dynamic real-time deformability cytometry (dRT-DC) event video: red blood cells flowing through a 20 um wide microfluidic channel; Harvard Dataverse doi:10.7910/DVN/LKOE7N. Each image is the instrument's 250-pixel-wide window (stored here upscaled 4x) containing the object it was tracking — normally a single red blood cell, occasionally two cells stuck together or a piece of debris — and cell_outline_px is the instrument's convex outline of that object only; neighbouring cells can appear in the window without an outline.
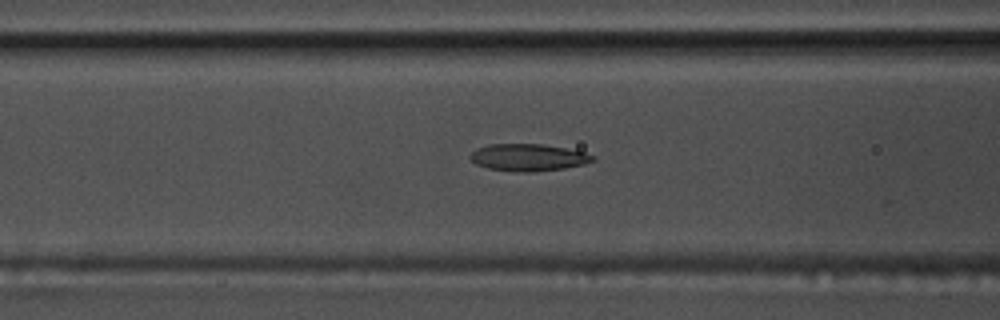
{"species": "common noctule bat (a hibernating species)", "species_latin": "Nyctalus noctula", "temperature_condition": "warm", "stored_images_in_passage": 39, "camera_frame_rate_fps": 3000, "um_per_image_px": 0.085, "animal": {"sex": "male", "body_mass_g": 17.5, "forearm_length_mm": 52.3}, "frame": {"image": 1, "passage_image": 6, "time_ms": 1.667, "image_size_px": [1000, 320], "cell_outline_px": [[596, 160], [584, 164], [564, 168], [532, 172], [520, 172], [488, 168], [476, 164], [468, 156], [476, 148], [488, 144], [540, 144], [564, 148], [584, 152], [596, 156]], "centroid_in_image_um": [44.9, 13.38], "position_along_channel_um": 121.7, "area_um2": 19.31}}
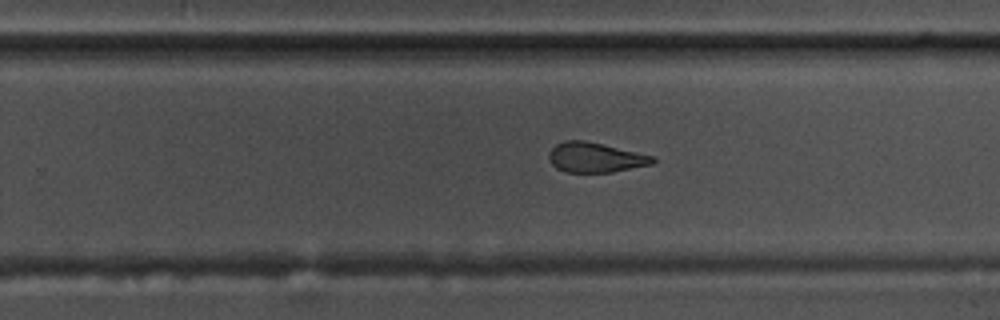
{"frame": {"image": 2, "passage_image": 19, "time_ms": 6.0, "image_size_px": [1000, 320], "cell_outline_px": [[656, 160], [652, 164], [612, 172], [564, 172], [556, 168], [552, 164], [548, 156], [548, 152], [556, 144], [564, 140], [584, 140], [604, 144], [656, 156]], "centroid_in_image_um": [50.61, 13.37], "position_along_channel_um": 279.2, "area_um2": 18.26}}
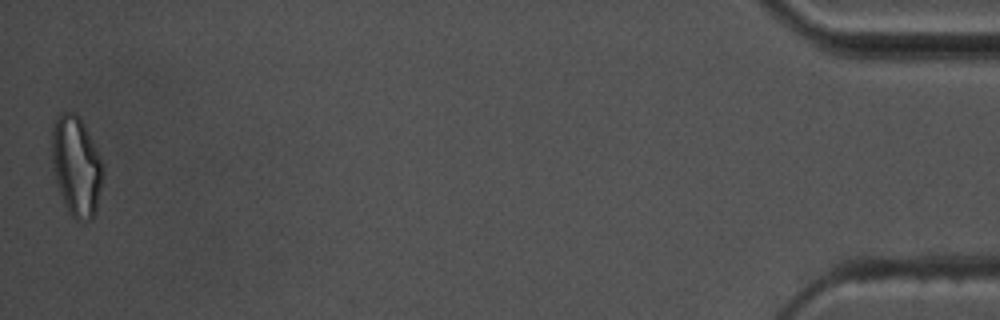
{"frame": {"image": 3, "passage_image": 39, "time_ms": 12.667, "image_size_px": [1000, 320], "cell_outline_px": [[104, 172], [96, 208], [92, 220], [76, 220], [68, 212], [56, 180], [52, 168], [52, 128], [56, 116], [60, 112], [76, 112], [80, 116], [104, 164]], "centroid_in_image_um": [6.49, 14.08], "position_along_channel_um": 428.7, "area_um2": 29.77}, "authors_computed_cell_mechanics": {"area_um2": 19.5364, "velocity_mm_per_s": 3.6387, "shape_relaxation_time_tau1_ms": null, "shape_relaxation_time_tau2_ms": 2.4942, "deformation_change_tau1": null, "deformation_change_tau2": 0.1163}}